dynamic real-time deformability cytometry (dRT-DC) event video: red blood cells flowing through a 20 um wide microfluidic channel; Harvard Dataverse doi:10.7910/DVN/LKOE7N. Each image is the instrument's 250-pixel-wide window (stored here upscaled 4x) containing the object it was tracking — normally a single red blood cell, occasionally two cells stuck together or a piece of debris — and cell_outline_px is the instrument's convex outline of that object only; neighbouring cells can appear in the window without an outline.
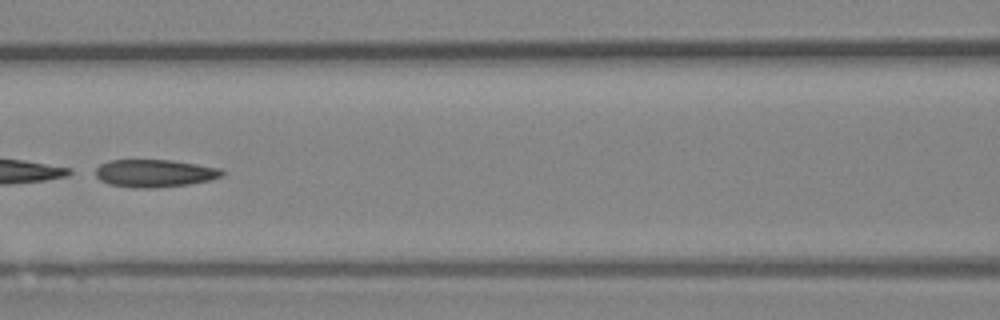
{"species": "Egyptian fruit bat (a non-hibernating species)", "species_latin": "Rousettus aegyptiacus", "temperature_condition": "room temperature", "stored_images_in_passage": 50, "camera_frame_rate_fps": 3000, "um_per_image_px": 0.085, "animal": {"sex": "female"}, "frame": {"image": 1, "passage_image": 23, "time_ms": 7.333, "image_size_px": [1000, 320], "cell_outline_px": [[224, 176], [212, 180], [188, 184], [152, 188], [132, 188], [108, 184], [100, 180], [96, 176], [96, 168], [100, 164], [112, 160], [172, 160], [220, 168], [224, 172]], "centroid_in_image_um": [13.15, 14.73], "position_along_channel_um": 153.4, "area_um2": 20.46}}
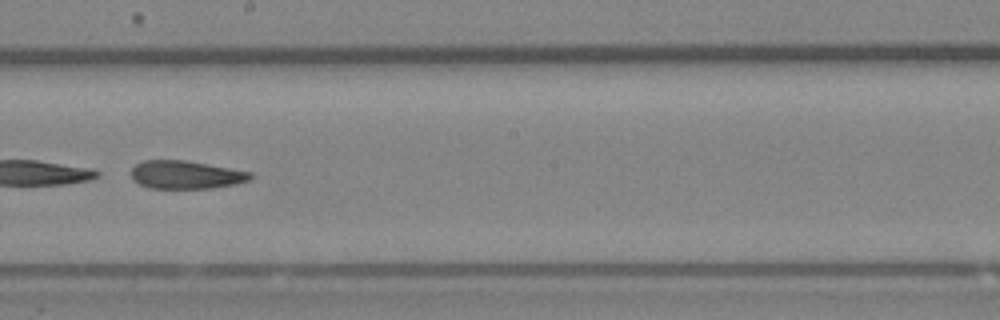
{"frame": {"image": 2, "passage_image": 29, "time_ms": 9.333, "image_size_px": [1000, 320], "cell_outline_px": [[256, 176], [248, 180], [236, 184], [212, 188], [148, 188], [132, 180], [132, 168], [136, 164], [144, 160], [184, 160], [208, 164], [252, 172]], "centroid_in_image_um": [15.82, 14.85], "position_along_channel_um": 232.4, "area_um2": 19.59}}
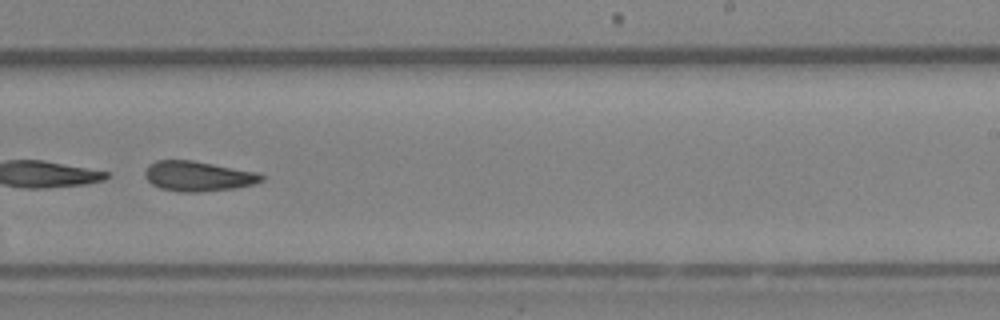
{"frame": {"image": 3, "passage_image": 32, "time_ms": 10.333, "image_size_px": [1000, 320], "cell_outline_px": [[264, 180], [256, 184], [236, 188], [200, 192], [180, 192], [160, 188], [152, 184], [144, 176], [144, 172], [148, 164], [156, 160], [192, 160], [260, 172], [264, 176]], "centroid_in_image_um": [16.87, 14.97], "position_along_channel_um": 272.1, "area_um2": 20.75}}